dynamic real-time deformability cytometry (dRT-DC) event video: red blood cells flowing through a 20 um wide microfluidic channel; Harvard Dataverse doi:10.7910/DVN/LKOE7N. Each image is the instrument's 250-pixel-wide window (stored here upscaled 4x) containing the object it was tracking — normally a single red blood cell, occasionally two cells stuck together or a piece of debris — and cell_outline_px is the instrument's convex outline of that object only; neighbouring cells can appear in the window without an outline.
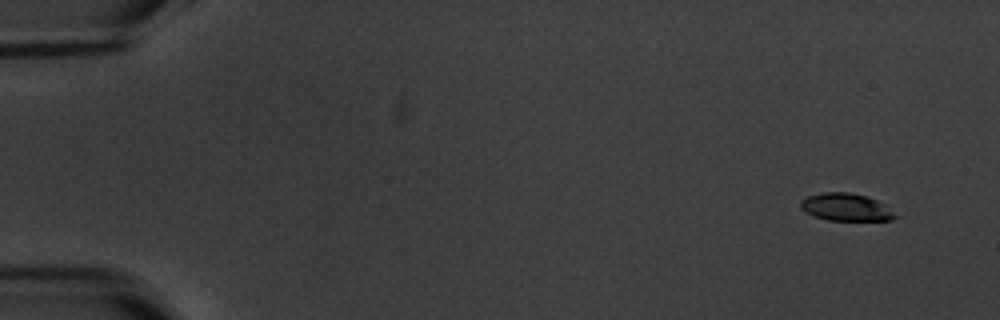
{"species": "common noctule bat (a hibernating species)", "species_latin": "Nyctalus noctula", "temperature_condition": "warm", "stored_images_in_passage": 5, "camera_frame_rate_fps": 3000, "um_per_image_px": 0.085, "animal": {"sex": "male", "body_mass_g": 20.1, "forearm_length_mm": 53.5}, "frame": {"image": 1, "passage_image": 1, "time_ms": 0.0, "image_size_px": [1000, 320], "cell_outline_px": [[900, 216], [892, 220], [828, 220], [812, 216], [804, 212], [800, 208], [800, 200], [808, 196], [824, 192], [852, 192], [868, 196], [884, 204]], "centroid_in_image_um": [71.91, 17.61], "position_along_channel_um": 13.1, "area_um2": 15.43}}
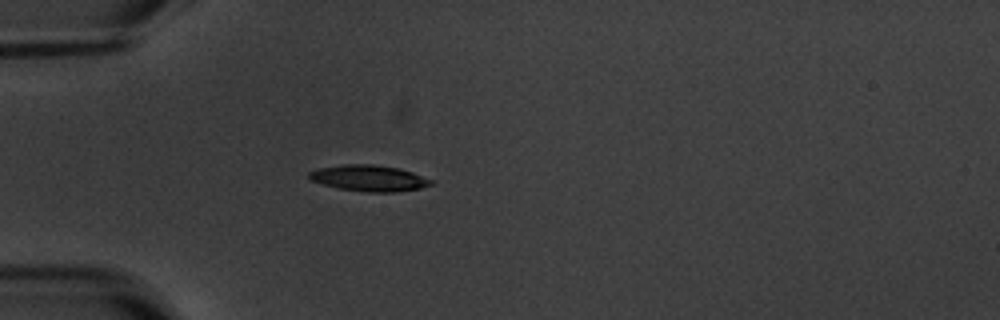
{"frame": {"image": 2, "passage_image": 5, "time_ms": 4.667, "image_size_px": [1000, 320], "cell_outline_px": [[432, 184], [420, 188], [396, 192], [368, 192], [340, 188], [308, 180], [308, 172], [320, 168], [344, 164], [372, 164], [400, 168], [412, 172], [432, 180]], "centroid_in_image_um": [31.35, 15.14], "position_along_channel_um": 53.6, "area_um2": 18.44}}